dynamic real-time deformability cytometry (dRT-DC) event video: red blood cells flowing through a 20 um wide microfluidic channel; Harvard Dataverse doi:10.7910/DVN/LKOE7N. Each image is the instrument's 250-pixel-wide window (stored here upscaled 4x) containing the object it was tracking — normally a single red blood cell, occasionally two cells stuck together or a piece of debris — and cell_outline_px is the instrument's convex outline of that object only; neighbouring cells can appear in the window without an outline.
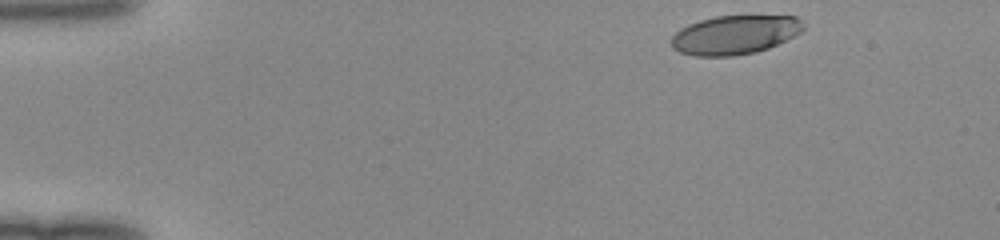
{"species": "human", "species_latin": "Homo sapiens", "temperature_condition": "room temperature", "stored_images_in_passage": 43, "camera_frame_rate_fps": 3000, "um_per_image_px": 0.085, "donor": {"sex": "female"}, "frame": {"image": 1, "passage_image": 1, "time_ms": 0.0, "image_size_px": [1000, 240], "cell_outline_px": [[804, 28], [800, 32], [768, 48], [756, 52], [732, 56], [696, 56], [680, 52], [672, 48], [672, 36], [680, 28], [688, 24], [700, 20], [716, 16], [796, 16], [804, 24]], "centroid_in_image_um": [62.43, 2.96], "position_along_channel_um": 22.6, "area_um2": 29.77}}
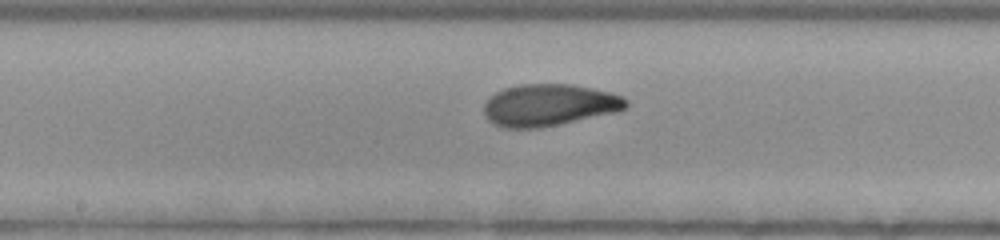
{"frame": {"image": 2, "passage_image": 21, "time_ms": 6.667, "image_size_px": [1000, 240], "cell_outline_px": [[628, 108], [616, 112], [540, 128], [504, 128], [488, 120], [484, 116], [484, 104], [488, 96], [504, 88], [520, 84], [572, 84], [612, 92], [624, 96], [628, 100]], "centroid_in_image_um": [46.68, 8.92], "position_along_channel_um": 201.5, "area_um2": 35.03}}
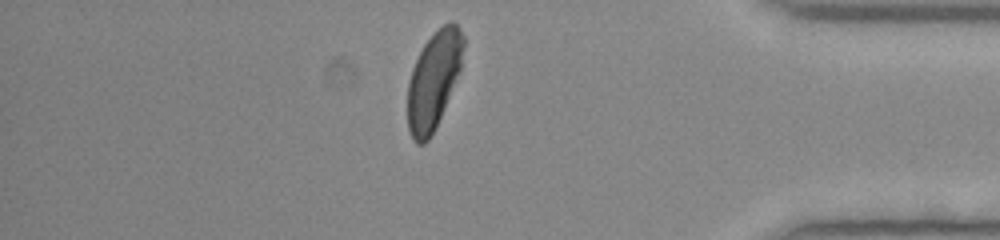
{"frame": {"image": 3, "passage_image": 37, "time_ms": 12.0, "image_size_px": [1000, 240], "cell_outline_px": [[464, 44], [460, 68], [436, 128], [432, 136], [424, 144], [416, 144], [412, 140], [408, 128], [408, 80], [412, 68], [424, 44], [436, 28], [444, 24], [456, 24], [460, 28], [464, 36]], "centroid_in_image_um": [36.84, 6.84], "position_along_channel_um": 398.4, "area_um2": 31.44}}